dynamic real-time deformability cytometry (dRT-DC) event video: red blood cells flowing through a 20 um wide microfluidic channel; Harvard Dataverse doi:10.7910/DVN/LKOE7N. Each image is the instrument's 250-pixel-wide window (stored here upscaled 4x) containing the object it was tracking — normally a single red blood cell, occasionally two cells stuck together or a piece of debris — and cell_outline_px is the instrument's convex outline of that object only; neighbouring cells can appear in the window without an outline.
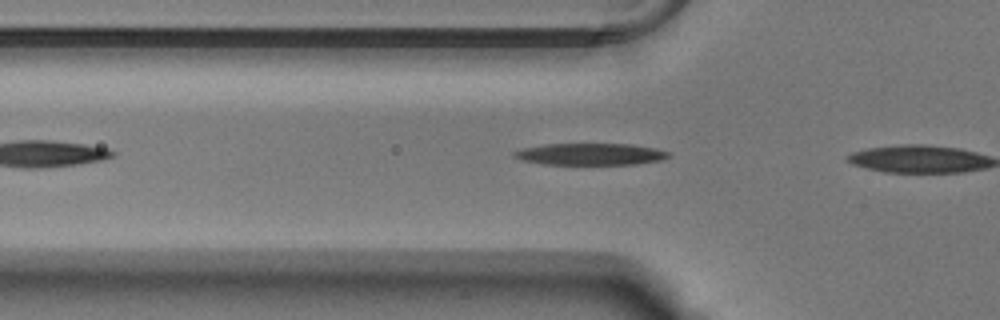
{"species": "Egyptian fruit bat (a non-hibernating species)", "species_latin": "Rousettus aegyptiacus", "temperature_condition": "warm", "stored_images_in_passage": 4, "camera_frame_rate_fps": 3000, "um_per_image_px": 0.085, "animal": {"sex": "male"}, "frame": {"image": 1, "passage_image": 3, "time_ms": 0.667, "image_size_px": [1000, 320], "cell_outline_px": [[672, 156], [664, 160], [636, 164], [544, 164], [524, 160], [512, 156], [512, 152], [524, 148], [544, 144], [632, 144], [656, 148], [672, 152]], "centroid_in_image_um": [50.28, 13.1], "position_along_channel_um": 75.5, "area_um2": 19.71}}